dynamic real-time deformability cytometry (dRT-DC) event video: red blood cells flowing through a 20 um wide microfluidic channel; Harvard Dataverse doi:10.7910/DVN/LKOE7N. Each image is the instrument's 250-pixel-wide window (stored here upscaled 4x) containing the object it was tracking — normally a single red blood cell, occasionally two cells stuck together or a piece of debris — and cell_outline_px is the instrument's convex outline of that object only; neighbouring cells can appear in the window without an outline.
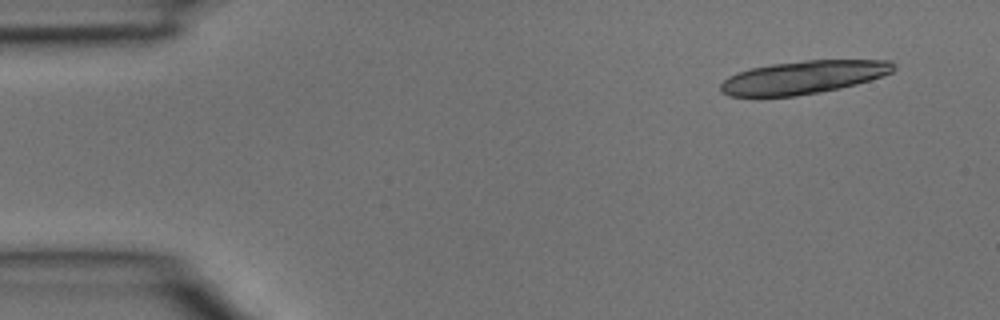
{"species": "common noctule bat (a hibernating species)", "species_latin": "Nyctalus noctula", "temperature_condition": "room temperature", "stored_images_in_passage": 3, "camera_frame_rate_fps": 3000, "um_per_image_px": 0.085, "animal": {"sex": "male", "body_mass_g": 15.6}, "frame": {"image": 1, "passage_image": 1, "time_ms": 0.0, "image_size_px": [1000, 320], "cell_outline_px": [[896, 68], [892, 72], [856, 84], [840, 88], [820, 92], [792, 96], [728, 96], [720, 92], [720, 84], [728, 76], [736, 72], [748, 68], [772, 64], [804, 60], [892, 60], [896, 64]], "centroid_in_image_um": [68.26, 6.56], "position_along_channel_um": 16.7, "area_um2": 33.41}}